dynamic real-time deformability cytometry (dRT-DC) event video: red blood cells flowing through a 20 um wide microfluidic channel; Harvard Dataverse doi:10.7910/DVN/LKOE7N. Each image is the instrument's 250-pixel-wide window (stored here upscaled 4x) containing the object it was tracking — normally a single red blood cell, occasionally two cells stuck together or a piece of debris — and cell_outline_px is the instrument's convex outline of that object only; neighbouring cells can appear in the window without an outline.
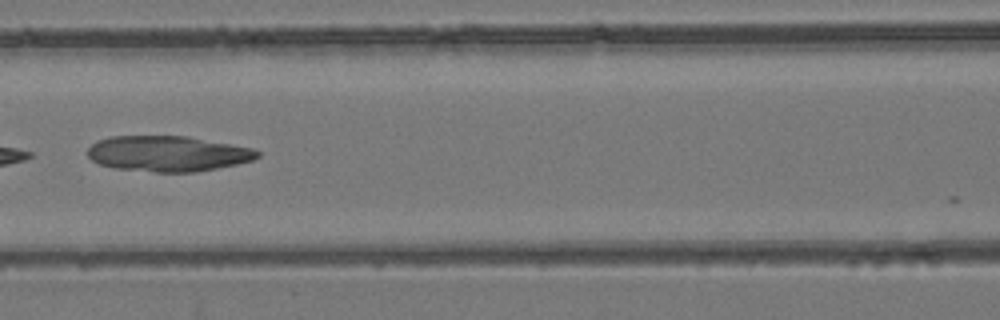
{"species": "common noctule bat (a hibernating species)", "species_latin": "Nyctalus noctula", "temperature_condition": "room temperature", "stored_images_in_passage": 6, "camera_frame_rate_fps": 3000, "um_per_image_px": 0.085, "animal": {"sex": "female", "body_mass_g": 24.6, "forearm_length_mm": 56.2}, "frame": {"image": 1, "passage_image": 4, "time_ms": 1.0, "image_size_px": [1000, 320], "cell_outline_px": [[260, 156], [252, 160], [236, 164], [196, 172], [156, 172], [112, 168], [100, 164], [92, 160], [88, 156], [88, 148], [96, 140], [112, 136], [188, 136], [252, 148], [260, 152]], "centroid_in_image_um": [14.24, 13.06], "position_along_channel_um": 152.4, "area_um2": 35.2}}
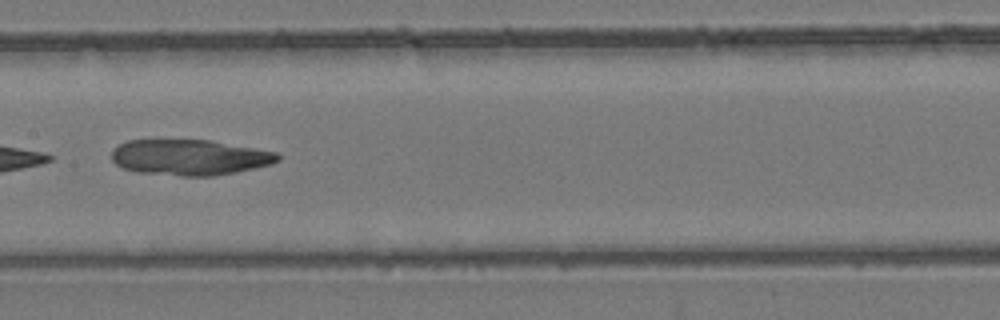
{"frame": {"image": 2, "passage_image": 5, "time_ms": 1.333, "image_size_px": [1000, 320], "cell_outline_px": [[280, 160], [272, 164], [256, 168], [216, 176], [180, 176], [136, 172], [124, 168], [116, 164], [112, 160], [112, 148], [128, 140], [212, 140], [276, 152], [280, 156]], "centroid_in_image_um": [16.13, 13.38], "position_along_channel_um": 191.3, "area_um2": 34.8}}
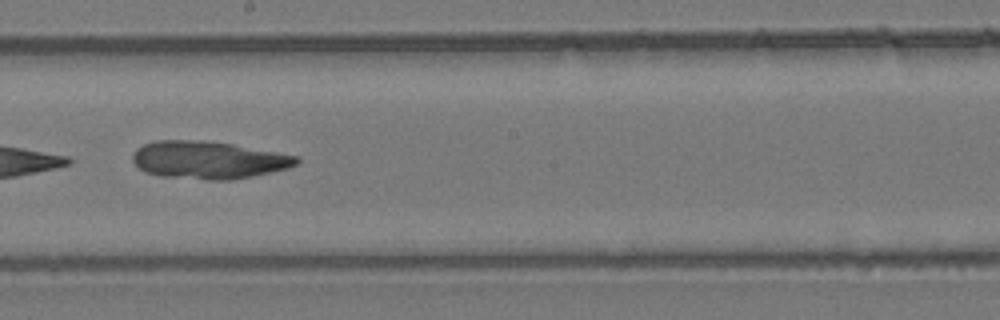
{"frame": {"image": 3, "passage_image": 6, "time_ms": 1.667, "image_size_px": [1000, 320], "cell_outline_px": [[300, 160], [296, 164], [288, 168], [252, 176], [232, 180], [204, 180], [160, 176], [144, 172], [132, 160], [132, 156], [136, 148], [144, 144], [156, 140], [204, 140], [232, 144], [276, 152], [296, 156]], "centroid_in_image_um": [17.67, 13.6], "position_along_channel_um": 230.5, "area_um2": 35.95}}